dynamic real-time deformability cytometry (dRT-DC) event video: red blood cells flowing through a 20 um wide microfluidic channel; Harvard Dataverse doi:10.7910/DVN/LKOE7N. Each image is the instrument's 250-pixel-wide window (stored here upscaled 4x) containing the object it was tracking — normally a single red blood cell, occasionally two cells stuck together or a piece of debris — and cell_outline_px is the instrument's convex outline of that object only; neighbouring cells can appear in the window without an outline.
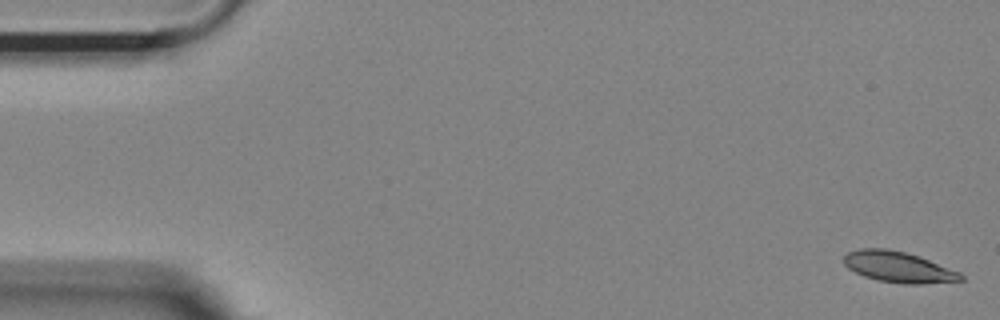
{"species": "Egyptian fruit bat (a non-hibernating species)", "species_latin": "Rousettus aegyptiacus", "temperature_condition": "room temperature", "stored_images_in_passage": 55, "camera_frame_rate_fps": 3000, "um_per_image_px": 0.085, "animal": {"sex": "female"}, "frame": {"image": 1, "passage_image": 1, "time_ms": 0.0, "image_size_px": [1000, 320], "cell_outline_px": [[964, 280], [924, 284], [904, 284], [876, 280], [864, 276], [848, 268], [844, 264], [844, 256], [848, 252], [860, 248], [884, 248], [904, 252], [928, 260], [960, 272], [964, 276]], "centroid_in_image_um": [76.35, 22.71], "position_along_channel_um": 8.6, "area_um2": 20.87}}
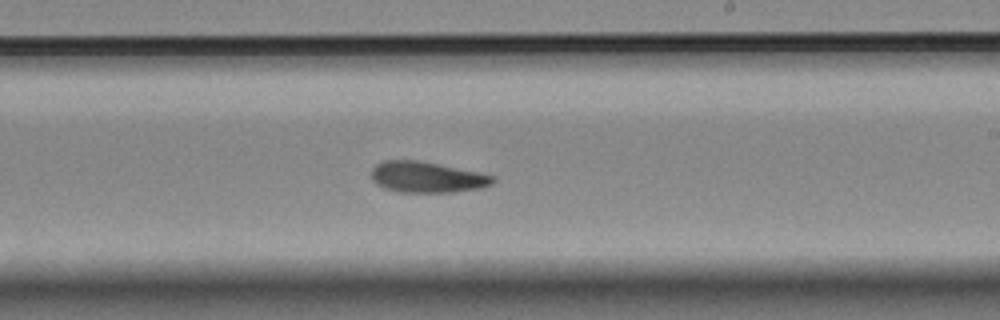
{"frame": {"image": 2, "passage_image": 32, "time_ms": 10.333, "image_size_px": [1000, 320], "cell_outline_px": [[496, 180], [492, 184], [480, 188], [452, 192], [396, 192], [384, 188], [376, 184], [372, 180], [372, 168], [376, 164], [384, 160], [416, 160], [476, 172], [492, 176]], "centroid_in_image_um": [36.23, 15.07], "position_along_channel_um": 252.8, "area_um2": 21.62}}
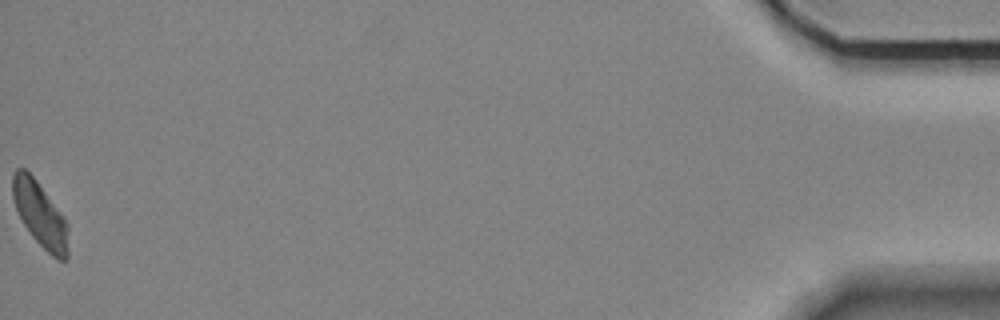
{"frame": {"image": 3, "passage_image": 55, "time_ms": 18.0, "image_size_px": [1000, 320], "cell_outline_px": [[68, 260], [56, 260], [32, 236], [24, 224], [16, 208], [12, 196], [12, 172], [16, 168], [24, 168], [36, 180], [64, 216], [68, 224]], "centroid_in_image_um": [3.42, 18.23], "position_along_channel_um": 431.8, "area_um2": 21.04}, "authors_computed_cell_mechanics": {"area_um2": 21.4438, "velocity_mm_per_s": 3.6125, "shape_relaxation_time_tau1_ms": 9.734, "shape_relaxation_time_tau2_ms": 7.5495, "deformation_change_tau1": 0.1872, "deformation_change_tau2": 0.1485}}